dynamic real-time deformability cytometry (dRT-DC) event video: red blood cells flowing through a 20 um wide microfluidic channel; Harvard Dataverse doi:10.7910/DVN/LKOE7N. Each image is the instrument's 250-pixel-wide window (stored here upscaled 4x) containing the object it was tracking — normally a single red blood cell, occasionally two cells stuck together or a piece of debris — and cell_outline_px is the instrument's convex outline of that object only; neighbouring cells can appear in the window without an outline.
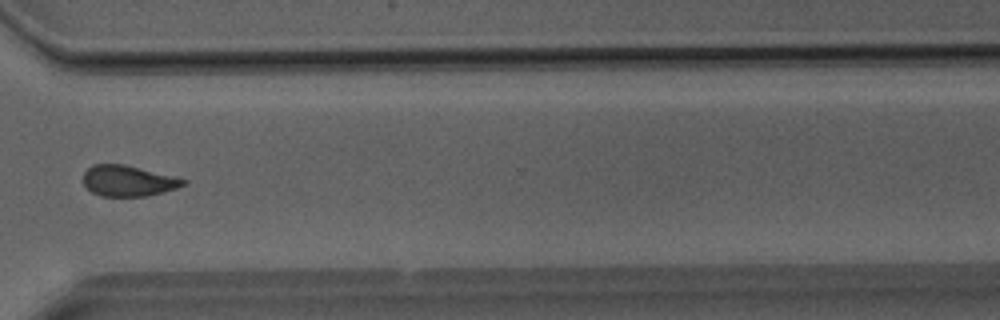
{"species": "Egyptian fruit bat (a non-hibernating species)", "species_latin": "Rousettus aegyptiacus", "temperature_condition": "room temperature", "stored_images_in_passage": 34, "camera_frame_rate_fps": 3000, "um_per_image_px": 0.085, "animal": {"sex": "male"}, "frame": {"image": 1, "passage_image": 29, "time_ms": 9.333, "image_size_px": [1000, 320], "cell_outline_px": [[188, 180], [184, 184], [176, 188], [164, 192], [144, 196], [100, 196], [92, 192], [84, 184], [84, 172], [92, 164], [124, 164]], "centroid_in_image_um": [10.87, 15.37], "position_along_channel_um": 359.7, "area_um2": 17.74}}
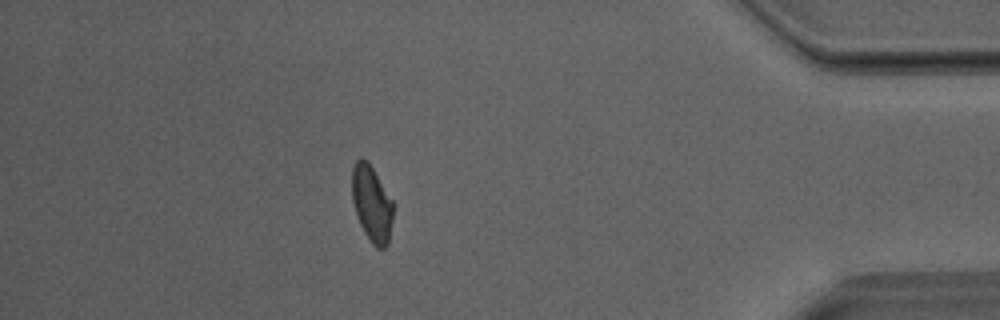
{"frame": {"image": 2, "passage_image": 34, "time_ms": 11.0, "image_size_px": [1000, 320], "cell_outline_px": [[392, 220], [388, 244], [384, 248], [376, 248], [372, 244], [364, 232], [360, 224], [352, 200], [352, 168], [356, 160], [360, 156], [368, 160], [392, 200]], "centroid_in_image_um": [31.58, 17.28], "position_along_channel_um": 403.6, "area_um2": 18.21}}